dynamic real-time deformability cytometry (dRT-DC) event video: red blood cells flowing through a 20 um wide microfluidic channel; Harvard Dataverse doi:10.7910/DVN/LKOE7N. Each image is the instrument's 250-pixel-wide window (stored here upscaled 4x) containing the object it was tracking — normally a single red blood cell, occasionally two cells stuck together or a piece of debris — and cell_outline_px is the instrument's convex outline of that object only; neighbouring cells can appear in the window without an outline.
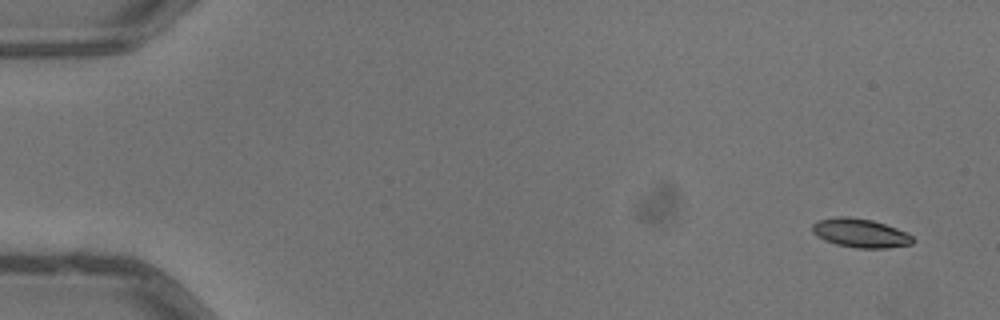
{"species": "common noctule bat (a hibernating species)", "species_latin": "Nyctalus noctula", "temperature_condition": "warm", "stored_images_in_passage": 4, "camera_frame_rate_fps": 3000, "um_per_image_px": 0.085, "animal": {"sex": "male", "body_mass_g": 13.3}, "frame": {"image": 1, "passage_image": 1, "time_ms": 0.0, "image_size_px": [1000, 320], "cell_outline_px": [[916, 240], [912, 244], [888, 248], [856, 248], [836, 244], [824, 240], [816, 236], [812, 232], [812, 224], [816, 220], [836, 216], [848, 216], [872, 220], [908, 232]], "centroid_in_image_um": [73.12, 19.81], "position_along_channel_um": 11.9, "area_um2": 17.17}}
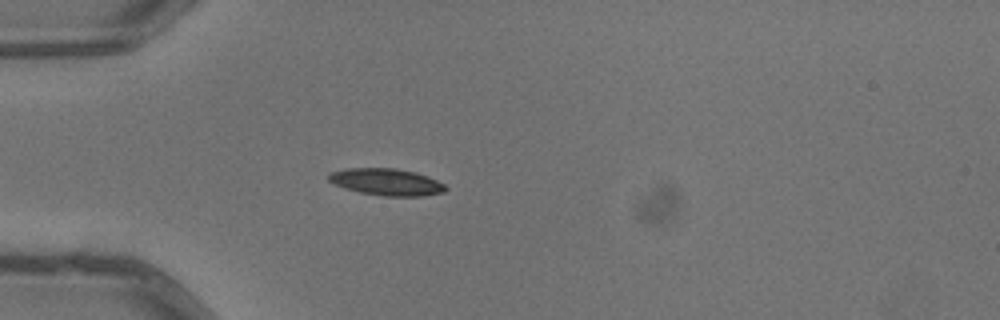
{"frame": {"image": 2, "passage_image": 4, "time_ms": 1.0, "image_size_px": [1000, 320], "cell_outline_px": [[448, 188], [444, 192], [424, 196], [384, 196], [360, 192], [344, 188], [328, 180], [328, 176], [332, 172], [344, 168], [396, 168], [416, 172], [428, 176], [444, 184]], "centroid_in_image_um": [32.88, 15.46], "position_along_channel_um": 52.1, "area_um2": 18.32}}